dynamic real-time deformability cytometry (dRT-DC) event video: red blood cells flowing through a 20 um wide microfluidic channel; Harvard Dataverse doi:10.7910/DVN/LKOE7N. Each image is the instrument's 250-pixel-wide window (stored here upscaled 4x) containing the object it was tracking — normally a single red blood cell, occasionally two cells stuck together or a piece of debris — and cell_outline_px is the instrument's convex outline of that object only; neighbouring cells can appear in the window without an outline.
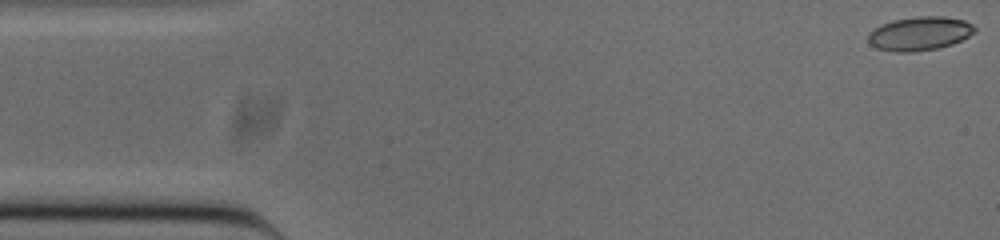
{"species": "common noctule bat (a hibernating species)", "species_latin": "Nyctalus noctula", "temperature_condition": "cold", "stored_images_in_passage": 14, "camera_frame_rate_fps": 3000, "um_per_image_px": 0.085, "animal": {"sex": "male", "body_mass_g": 20.0, "forearm_length_mm": 53.3}, "frame": {"image": 1, "passage_image": 1, "time_ms": 0.0, "image_size_px": [1000, 240], "cell_outline_px": [[976, 32], [952, 44], [936, 48], [912, 52], [896, 52], [876, 48], [868, 44], [868, 32], [880, 24], [896, 20], [920, 16], [944, 16], [964, 20], [972, 24], [976, 28]], "centroid_in_image_um": [78.15, 2.85], "position_along_channel_um": 6.9, "area_um2": 20.98}}
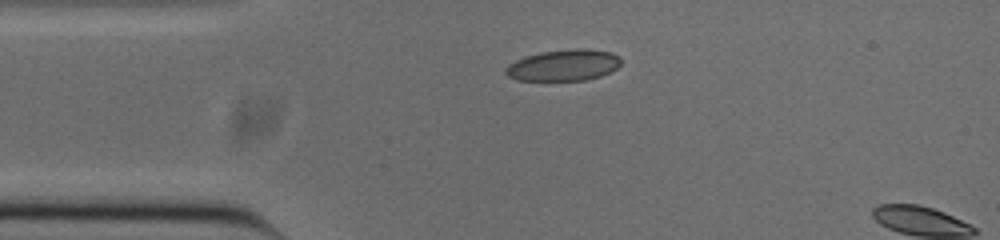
{"frame": {"image": 2, "passage_image": 11, "time_ms": 3.333, "image_size_px": [1000, 240], "cell_outline_px": [[620, 64], [616, 68], [600, 76], [584, 80], [516, 80], [508, 76], [504, 72], [504, 68], [508, 64], [524, 56], [540, 52], [576, 48], [584, 48], [612, 52], [620, 56]], "centroid_in_image_um": [47.88, 5.53], "position_along_channel_um": 37.1, "area_um2": 21.1}}